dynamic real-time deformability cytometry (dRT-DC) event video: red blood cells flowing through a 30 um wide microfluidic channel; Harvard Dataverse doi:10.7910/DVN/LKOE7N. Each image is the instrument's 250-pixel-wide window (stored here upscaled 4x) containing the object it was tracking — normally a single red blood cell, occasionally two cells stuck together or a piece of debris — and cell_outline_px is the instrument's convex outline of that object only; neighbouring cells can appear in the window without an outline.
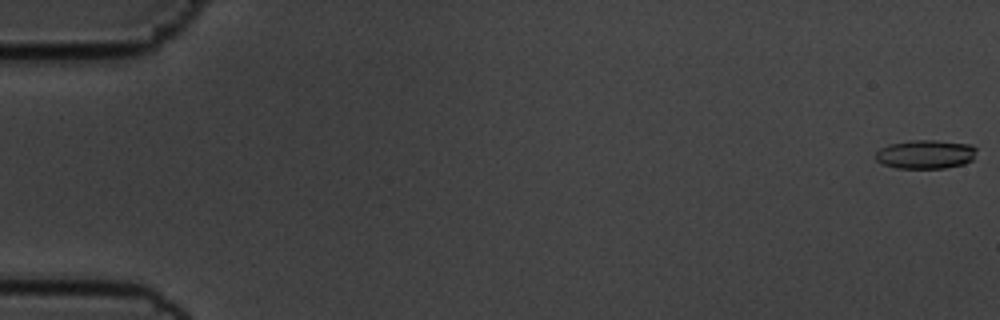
{"species": "common noctule bat (a hibernating species)", "species_latin": "Nyctalus noctula", "temperature_condition": "cold", "stored_images_in_passage": 56, "camera_frame_rate_fps": 3000, "um_per_image_px": 0.085, "animal": {"sex": "male", "body_mass_g": 19.5, "forearm_length_mm": 54.6}, "frame": {"image": 1, "passage_image": 1, "time_ms": 0.0, "image_size_px": [1000, 320], "cell_outline_px": [[976, 148], [972, 160], [964, 164], [944, 168], [896, 168], [880, 164], [876, 160], [876, 152], [880, 148], [888, 144], [912, 140], [936, 140], [972, 144]], "centroid_in_image_um": [78.65, 13.11], "position_along_channel_um": 6.4, "area_um2": 17.11}}
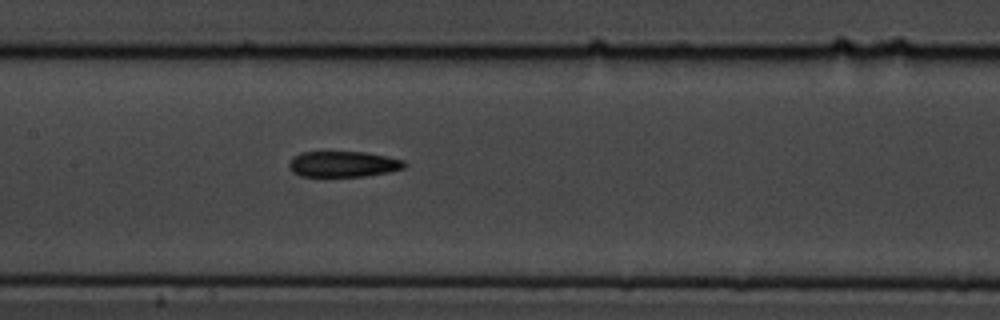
{"frame": {"image": 2, "passage_image": 28, "time_ms": 9.0, "image_size_px": [1000, 320], "cell_outline_px": [[408, 164], [404, 168], [388, 172], [364, 176], [300, 176], [292, 172], [288, 168], [288, 164], [292, 156], [300, 152], [364, 152], [404, 160]], "centroid_in_image_um": [29.13, 13.95], "position_along_channel_um": 178.3, "area_um2": 17.4}}
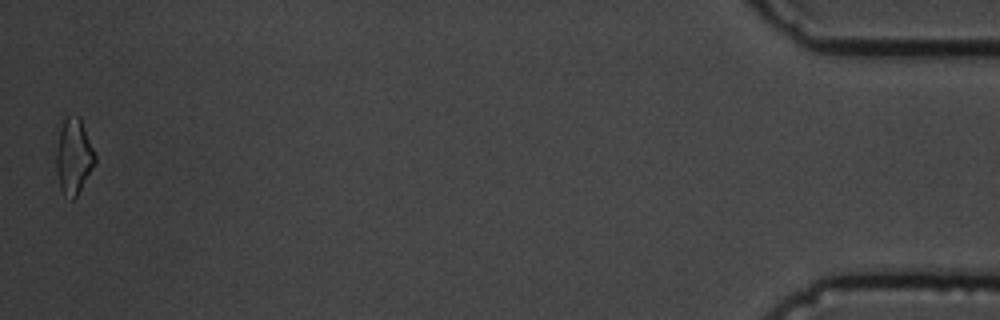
{"frame": {"image": 3, "passage_image": 56, "time_ms": 18.333, "image_size_px": [1000, 320], "cell_outline_px": [[96, 164], [76, 196], [72, 200], [64, 196], [60, 188], [56, 172], [56, 148], [60, 132], [64, 120], [68, 116], [80, 116], [96, 156]], "centroid_in_image_um": [6.27, 13.33], "position_along_channel_um": 428.9, "area_um2": 17.05}, "authors_computed_cell_mechanics": {"area_um2": 17.4845, "velocity_mm_per_s": 3.6451, "shape_relaxation_time_tau1_ms": 4.2126, "shape_relaxation_time_tau2_ms": null, "deformation_change_tau1": 0.1263, "deformation_change_tau2": null}}